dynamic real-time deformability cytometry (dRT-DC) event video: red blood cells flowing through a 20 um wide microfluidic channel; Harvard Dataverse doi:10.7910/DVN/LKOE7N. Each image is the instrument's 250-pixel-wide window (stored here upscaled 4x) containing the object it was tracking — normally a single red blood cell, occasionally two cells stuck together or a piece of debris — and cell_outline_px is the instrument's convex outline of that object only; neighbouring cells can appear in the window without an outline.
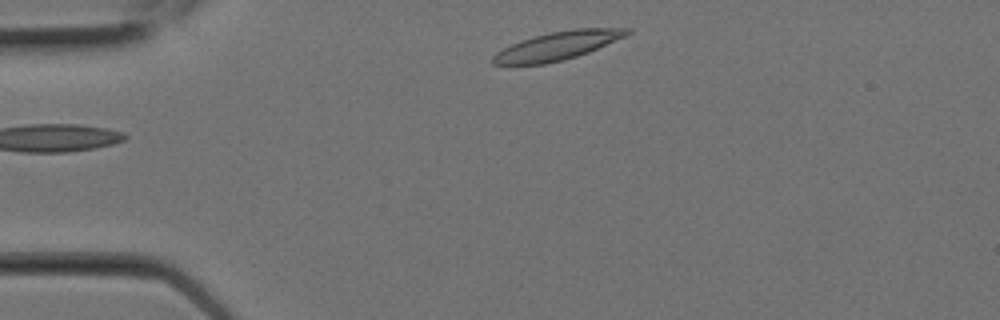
{"species": "Egyptian fruit bat (a non-hibernating species)", "species_latin": "Rousettus aegyptiacus", "temperature_condition": "room temperature", "stored_images_in_passage": 4, "camera_frame_rate_fps": 3000, "um_per_image_px": 0.085, "animal": {"sex": "female"}, "frame": {"image": 1, "passage_image": 1, "time_ms": 0.0, "image_size_px": [1000, 320], "cell_outline_px": [[632, 32], [624, 36], [588, 52], [564, 60], [544, 64], [492, 64], [492, 56], [496, 52], [520, 40], [532, 36], [552, 32], [576, 28], [632, 28]], "centroid_in_image_um": [47.37, 3.88], "position_along_channel_um": 37.6, "area_um2": 21.85}}
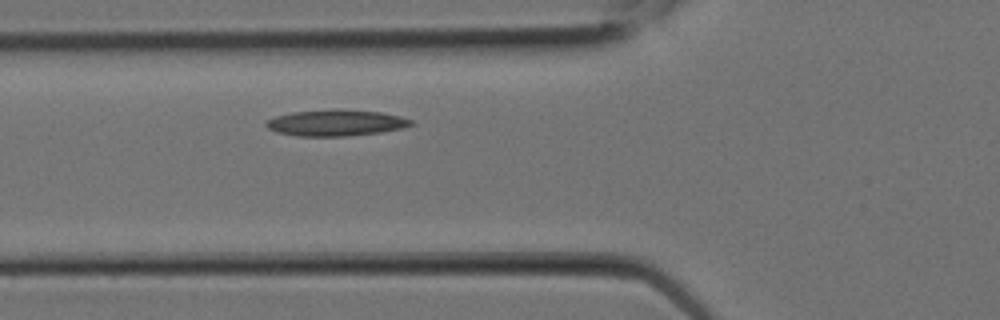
{"frame": {"image": 2, "passage_image": 4, "time_ms": 1.0, "image_size_px": [1000, 320], "cell_outline_px": [[416, 124], [404, 128], [380, 132], [344, 136], [296, 136], [276, 132], [268, 128], [264, 124], [268, 120], [276, 116], [292, 112], [332, 108], [380, 112], [400, 116], [412, 120]], "centroid_in_image_um": [28.56, 10.43], "position_along_channel_um": 97.2, "area_um2": 22.31}}